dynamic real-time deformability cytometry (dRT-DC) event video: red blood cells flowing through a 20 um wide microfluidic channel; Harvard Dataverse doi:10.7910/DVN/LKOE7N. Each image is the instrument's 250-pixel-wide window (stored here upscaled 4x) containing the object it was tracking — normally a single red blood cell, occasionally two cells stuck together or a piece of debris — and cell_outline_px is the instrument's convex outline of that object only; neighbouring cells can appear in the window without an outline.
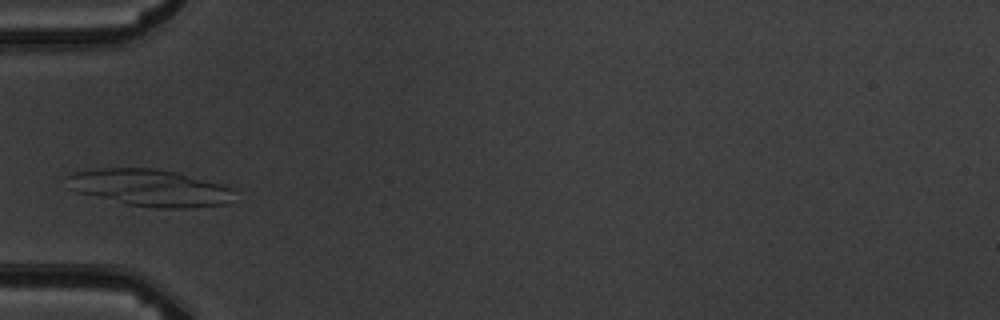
{"species": "common noctule bat (a hibernating species)", "species_latin": "Nyctalus noctula", "temperature_condition": "warm", "stored_images_in_passage": 5, "segment_of_instrument_passage": [1, 3], "camera_frame_rate_fps": 3000, "um_per_image_px": 0.085, "animal": {"sex": "male", "body_mass_g": 19.5, "forearm_length_mm": 54.6}, "frame": {"image": 1, "passage_image": 3, "time_ms": 2.333, "image_size_px": [1000, 320], "cell_outline_px": [[232, 200], [228, 204], [188, 208], [156, 208], [128, 204], [76, 192], [68, 188], [64, 176], [72, 172], [100, 168], [156, 168], [176, 172], [220, 184], [232, 188]], "centroid_in_image_um": [12.67, 15.96], "position_along_channel_um": 72.3, "area_um2": 36.07}}